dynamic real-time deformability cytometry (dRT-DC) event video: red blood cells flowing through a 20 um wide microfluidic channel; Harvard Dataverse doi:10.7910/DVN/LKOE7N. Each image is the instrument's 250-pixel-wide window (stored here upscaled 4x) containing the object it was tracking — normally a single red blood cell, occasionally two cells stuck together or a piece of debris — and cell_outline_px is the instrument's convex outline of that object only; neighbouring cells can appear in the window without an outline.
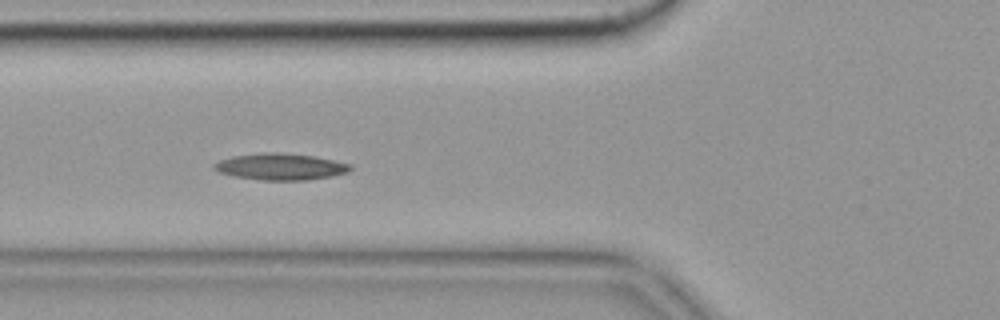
{"species": "common noctule bat (a hibernating species)", "species_latin": "Nyctalus noctula", "temperature_condition": "cold", "stored_images_in_passage": 52, "camera_frame_rate_fps": 3000, "um_per_image_px": 0.085, "animal": {"sex": "female", "body_mass_g": 19.9}, "frame": {"image": 1, "passage_image": 16, "time_ms": 5.0, "image_size_px": [1000, 320], "cell_outline_px": [[352, 168], [348, 172], [332, 176], [304, 180], [264, 180], [236, 176], [220, 172], [212, 168], [212, 164], [220, 160], [232, 156], [264, 152], [276, 152], [312, 156], [352, 164]], "centroid_in_image_um": [23.84, 14.16], "position_along_channel_um": 102.0, "area_um2": 20.87}}